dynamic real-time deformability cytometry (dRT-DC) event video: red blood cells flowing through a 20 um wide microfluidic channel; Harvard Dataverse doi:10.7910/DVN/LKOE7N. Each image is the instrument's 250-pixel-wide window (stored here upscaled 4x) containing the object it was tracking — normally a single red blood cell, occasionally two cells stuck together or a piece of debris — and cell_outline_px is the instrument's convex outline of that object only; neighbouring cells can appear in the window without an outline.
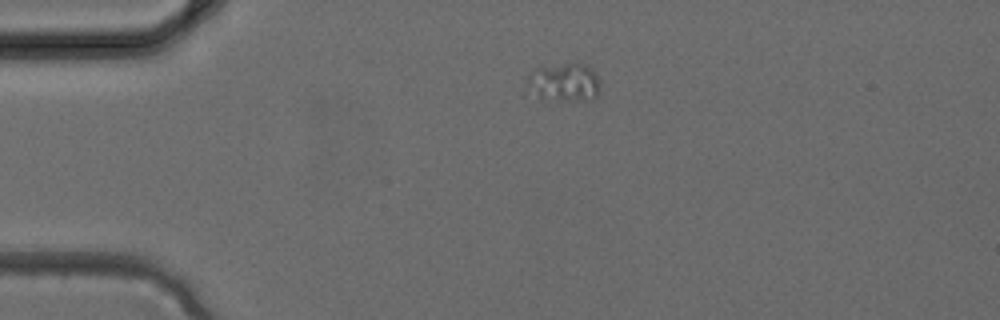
{"species": "common noctule bat (a hibernating species)", "species_latin": "Nyctalus noctula", "temperature_condition": "cold", "stored_images_in_passage": 2, "camera_frame_rate_fps": 3000, "um_per_image_px": 0.085, "animal": {"sex": "female", "body_mass_g": 24.6, "forearm_length_mm": 56.2}, "frame": {"image": 1, "passage_image": 1, "time_ms": 0.0, "image_size_px": [1000, 320], "cell_outline_px": [[600, 92], [592, 100], [540, 100], [524, 84], [528, 72], [536, 68], [580, 60], [588, 64], [596, 72], [600, 84]], "centroid_in_image_um": [47.95, 6.96], "position_along_channel_um": 37.0, "area_um2": 17.34}}